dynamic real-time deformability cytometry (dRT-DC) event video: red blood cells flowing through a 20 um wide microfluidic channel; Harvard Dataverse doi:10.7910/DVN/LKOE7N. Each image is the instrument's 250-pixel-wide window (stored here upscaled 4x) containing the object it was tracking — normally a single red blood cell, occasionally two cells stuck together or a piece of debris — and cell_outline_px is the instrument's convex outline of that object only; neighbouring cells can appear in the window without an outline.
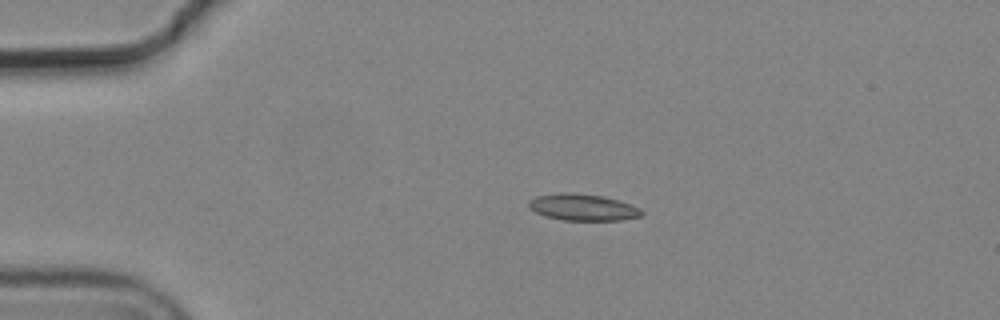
{"species": "common noctule bat (a hibernating species)", "species_latin": "Nyctalus noctula", "temperature_condition": "cold", "stored_images_in_passage": 5, "camera_frame_rate_fps": 3000, "um_per_image_px": 0.085, "animal": {"sex": "male", "body_mass_g": 19.2, "forearm_length_mm": 51.8}, "frame": {"image": 1, "passage_image": 2, "time_ms": 0.333, "image_size_px": [1000, 320], "cell_outline_px": [[644, 212], [640, 216], [620, 220], [564, 220], [548, 216], [536, 212], [528, 208], [528, 200], [536, 196], [564, 192], [572, 192], [604, 196], [620, 200], [632, 204], [640, 208]], "centroid_in_image_um": [49.55, 17.6], "position_along_channel_um": 35.4, "area_um2": 17.57}}
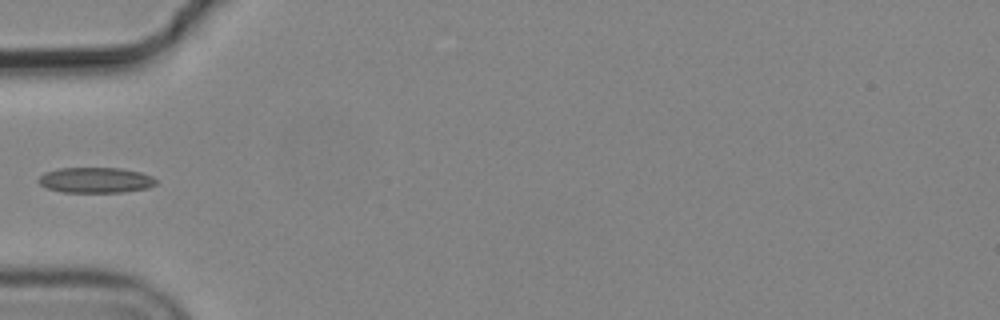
{"frame": {"image": 2, "passage_image": 4, "time_ms": 1.0, "image_size_px": [1000, 320], "cell_outline_px": [[156, 184], [148, 188], [124, 192], [64, 192], [44, 188], [36, 180], [44, 172], [60, 168], [120, 168], [140, 172], [152, 176], [156, 180]], "centroid_in_image_um": [8.1, 15.31], "position_along_channel_um": 76.9, "area_um2": 17.57}}